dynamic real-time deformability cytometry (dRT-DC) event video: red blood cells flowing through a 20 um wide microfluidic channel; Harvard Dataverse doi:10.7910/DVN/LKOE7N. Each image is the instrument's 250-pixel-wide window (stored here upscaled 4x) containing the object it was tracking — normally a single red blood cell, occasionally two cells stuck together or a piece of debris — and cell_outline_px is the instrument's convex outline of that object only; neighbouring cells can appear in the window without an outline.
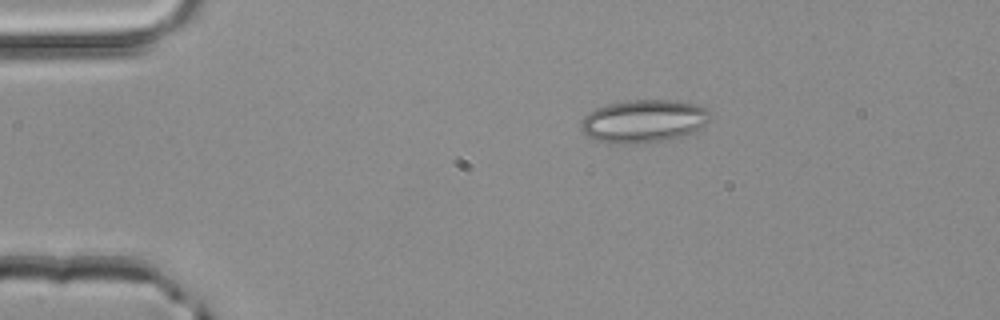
{"species": "common noctule bat (a hibernating species)", "species_latin": "Nyctalus noctula", "temperature_condition": "room temperature", "stored_images_in_passage": 36, "camera_frame_rate_fps": 3000, "um_per_image_px": 0.085, "animal": {"sex": "male", "body_mass_g": 20.4}, "frame": {"image": 1, "passage_image": 1, "time_ms": 0.0, "image_size_px": [1000, 320], "cell_outline_px": [[712, 112], [708, 120], [700, 128], [684, 136], [660, 140], [628, 144], [608, 144], [592, 140], [580, 128], [580, 124], [584, 116], [596, 108], [628, 100], [676, 100], [696, 104], [708, 108]], "centroid_in_image_um": [54.7, 10.3], "position_along_channel_um": 30.3, "area_um2": 32.37}}
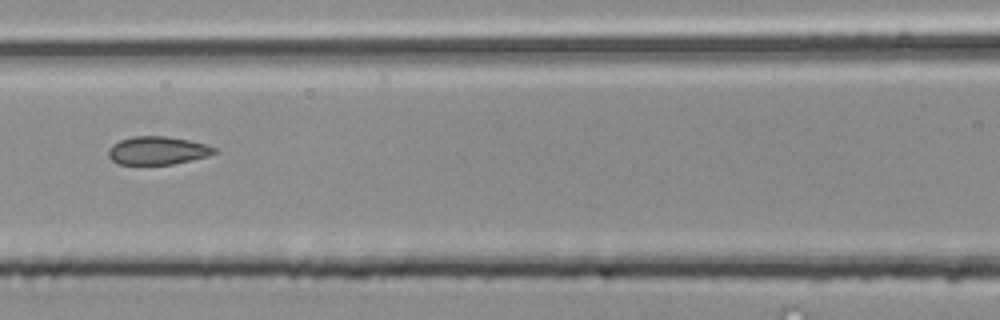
{"frame": {"image": 2, "passage_image": 14, "time_ms": 4.333, "image_size_px": [1000, 320], "cell_outline_px": [[220, 152], [208, 156], [172, 164], [120, 164], [112, 160], [108, 156], [108, 148], [112, 144], [120, 140], [132, 136], [164, 136], [188, 140], [208, 144], [220, 148]], "centroid_in_image_um": [13.45, 12.79], "position_along_channel_um": 153.2, "area_um2": 17.57}}
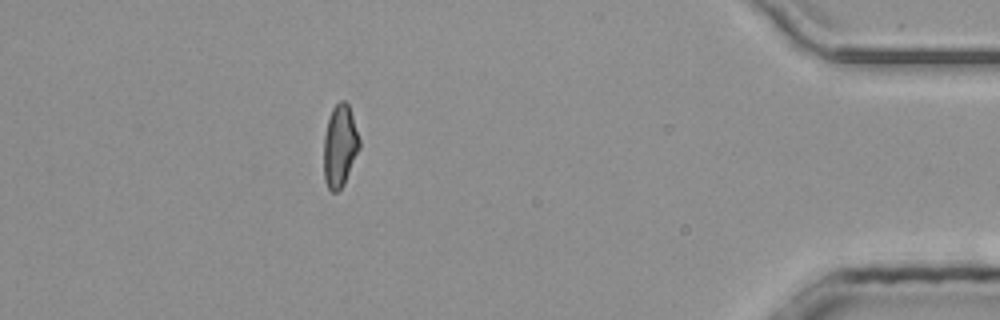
{"frame": {"image": 3, "passage_image": 36, "time_ms": 11.667, "image_size_px": [1000, 320], "cell_outline_px": [[360, 148], [344, 184], [336, 192], [332, 192], [328, 188], [324, 180], [324, 136], [328, 120], [332, 108], [340, 100], [344, 100], [348, 104], [360, 140]], "centroid_in_image_um": [28.88, 12.41], "position_along_channel_um": 406.3, "area_um2": 16.99}, "authors_computed_cell_mechanics": {"area_um2": 17.5423, "velocity_mm_per_s": 4.1623, "shape_relaxation_time_tau1_ms": 10.0774, "shape_relaxation_time_tau2_ms": 1.4837, "deformation_change_tau1": 0.1646, "deformation_change_tau2": 0.0779}}